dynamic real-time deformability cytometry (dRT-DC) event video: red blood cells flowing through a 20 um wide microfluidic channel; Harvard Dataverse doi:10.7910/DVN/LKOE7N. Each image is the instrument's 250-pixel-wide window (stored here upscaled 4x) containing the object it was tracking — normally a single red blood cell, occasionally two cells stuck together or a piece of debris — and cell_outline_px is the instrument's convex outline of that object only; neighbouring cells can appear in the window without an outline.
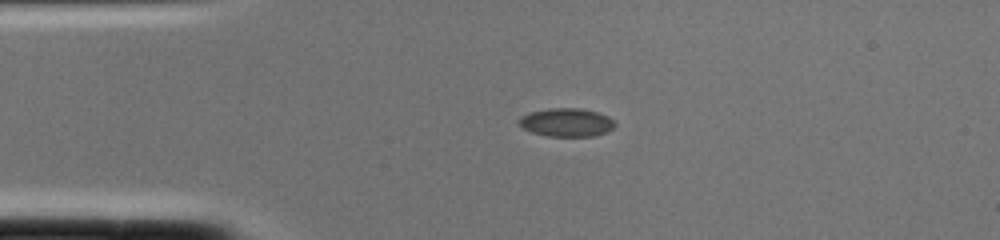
{"species": "common noctule bat (a hibernating species)", "species_latin": "Nyctalus noctula", "temperature_condition": "cold", "stored_images_in_passage": 1, "camera_frame_rate_fps": 3000, "um_per_image_px": 0.085, "animal": {"sex": "female", "body_mass_g": 22.0, "forearm_length_mm": 56.7}, "frame": {"image": 1, "passage_image": 1, "time_ms": 0.0, "image_size_px": [1000, 240], "cell_outline_px": [[616, 124], [608, 132], [592, 136], [548, 136], [532, 132], [524, 128], [516, 120], [520, 116], [532, 112], [552, 108], [580, 108], [596, 112], [608, 116]], "centroid_in_image_um": [48.15, 10.4], "position_along_channel_um": 36.8, "area_um2": 15.72}}